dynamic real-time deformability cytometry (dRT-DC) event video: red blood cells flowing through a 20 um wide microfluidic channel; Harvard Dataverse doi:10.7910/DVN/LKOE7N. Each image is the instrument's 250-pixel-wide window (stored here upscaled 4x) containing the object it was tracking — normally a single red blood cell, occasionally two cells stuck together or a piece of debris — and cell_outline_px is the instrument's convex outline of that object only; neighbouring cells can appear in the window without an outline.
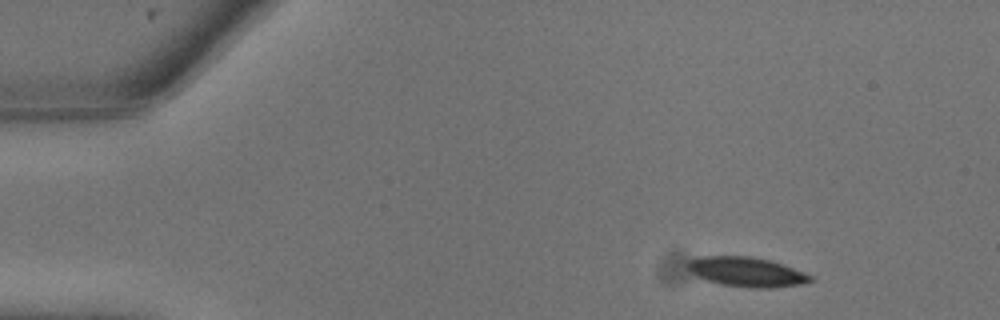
{"species": "common noctule bat (a hibernating species)", "species_latin": "Nyctalus noctula", "temperature_condition": "warm", "stored_images_in_passage": 16, "camera_frame_rate_fps": 3000, "um_per_image_px": 0.085, "animal": {"sex": "male", "body_mass_g": 13.3}, "frame": {"image": 1, "passage_image": 3, "time_ms": 0.667, "image_size_px": [1000, 320], "cell_outline_px": [[816, 280], [800, 284], [776, 288], [748, 288], [720, 284], [696, 276], [688, 268], [688, 260], [696, 256], [748, 256], [768, 260], [792, 268], [812, 276]], "centroid_in_image_um": [63.44, 23.12], "position_along_channel_um": 21.6, "area_um2": 21.1}}
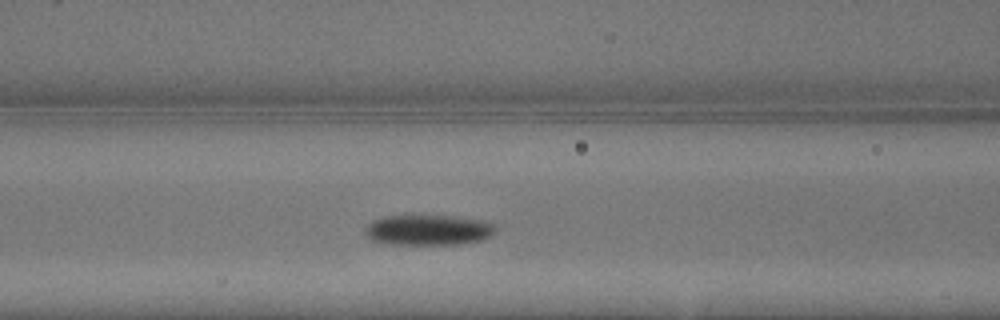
{"frame": {"image": 2, "passage_image": 10, "time_ms": 3.0, "image_size_px": [1000, 320], "cell_outline_px": [[496, 232], [480, 240], [460, 244], [392, 244], [372, 240], [364, 232], [364, 228], [372, 220], [384, 216], [456, 216], [488, 220], [496, 224]], "centroid_in_image_um": [36.44, 19.53], "position_along_channel_um": 130.2, "area_um2": 23.29}}
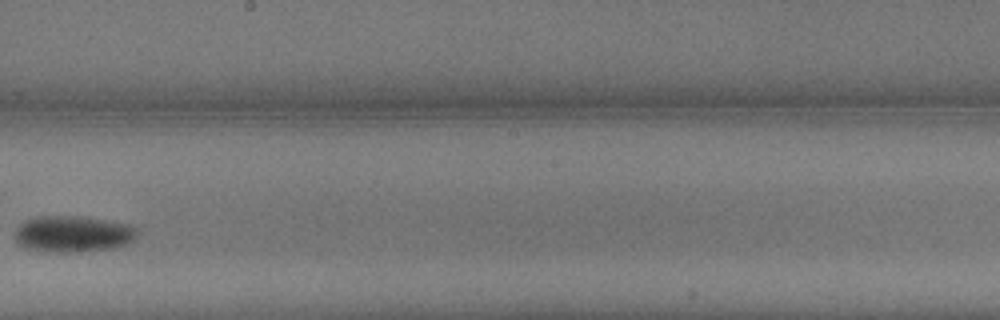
{"frame": {"image": 3, "passage_image": 14, "time_ms": 4.333, "image_size_px": [1000, 320], "cell_outline_px": [[140, 232], [128, 244], [116, 248], [76, 252], [56, 252], [24, 248], [16, 244], [12, 236], [16, 228], [24, 220], [36, 216], [76, 216], [104, 220], [128, 224], [140, 228]], "centroid_in_image_um": [6.17, 19.89], "position_along_channel_um": 242.0, "area_um2": 26.41}}